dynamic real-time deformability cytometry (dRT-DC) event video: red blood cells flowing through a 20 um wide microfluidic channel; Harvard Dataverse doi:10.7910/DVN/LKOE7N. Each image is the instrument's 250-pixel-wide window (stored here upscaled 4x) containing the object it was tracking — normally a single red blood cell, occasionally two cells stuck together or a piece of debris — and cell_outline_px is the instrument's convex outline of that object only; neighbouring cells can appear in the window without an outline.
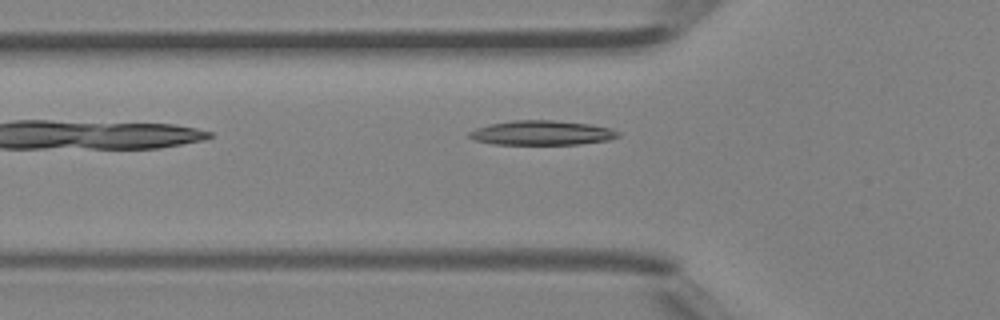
{"species": "Egyptian fruit bat (a non-hibernating species)", "species_latin": "Rousettus aegyptiacus", "temperature_condition": "room temperature", "stored_images_in_passage": 3, "camera_frame_rate_fps": 3000, "um_per_image_px": 0.085, "animal": {"sex": "female"}, "frame": {"image": 1, "passage_image": 3, "time_ms": 0.667, "image_size_px": [1000, 320], "cell_outline_px": [[620, 136], [608, 140], [580, 144], [492, 144], [476, 140], [468, 136], [468, 132], [476, 128], [488, 124], [512, 120], [552, 120], [588, 124], [612, 128], [620, 132]], "centroid_in_image_um": [46.05, 11.29], "position_along_channel_um": 79.7, "area_um2": 21.27}}